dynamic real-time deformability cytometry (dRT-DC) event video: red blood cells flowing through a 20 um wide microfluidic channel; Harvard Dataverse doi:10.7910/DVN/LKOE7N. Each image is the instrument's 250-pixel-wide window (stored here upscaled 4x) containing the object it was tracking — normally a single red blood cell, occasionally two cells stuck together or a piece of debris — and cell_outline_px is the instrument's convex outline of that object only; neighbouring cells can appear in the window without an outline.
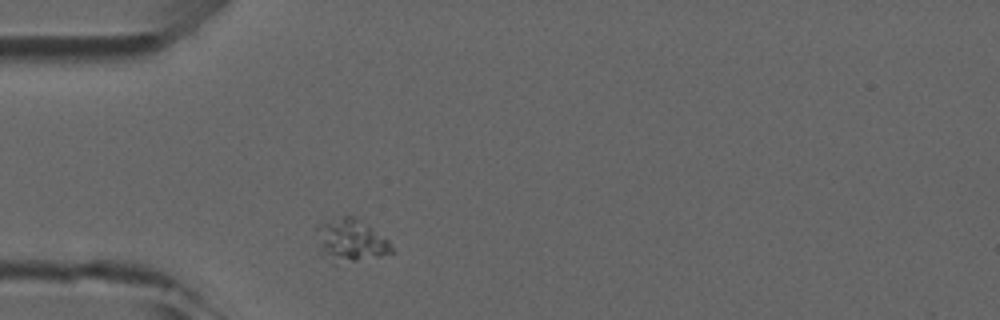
{"species": "common noctule bat (a hibernating species)", "species_latin": "Nyctalus noctula", "temperature_condition": "room temperature", "stored_images_in_passage": 1, "camera_frame_rate_fps": 3000, "um_per_image_px": 0.085, "animal": {"sex": "male", "forearm_length_mm": 52.5}, "frame": {"image": 1, "passage_image": 1, "time_ms": 0.0, "image_size_px": [1000, 320], "cell_outline_px": [[392, 252], [380, 256], [356, 260], [352, 260], [320, 256], [312, 228], [320, 224], [344, 216], [352, 216], [388, 240], [392, 244]], "centroid_in_image_um": [29.72, 20.4], "position_along_channel_um": 55.3, "area_um2": 17.92}}